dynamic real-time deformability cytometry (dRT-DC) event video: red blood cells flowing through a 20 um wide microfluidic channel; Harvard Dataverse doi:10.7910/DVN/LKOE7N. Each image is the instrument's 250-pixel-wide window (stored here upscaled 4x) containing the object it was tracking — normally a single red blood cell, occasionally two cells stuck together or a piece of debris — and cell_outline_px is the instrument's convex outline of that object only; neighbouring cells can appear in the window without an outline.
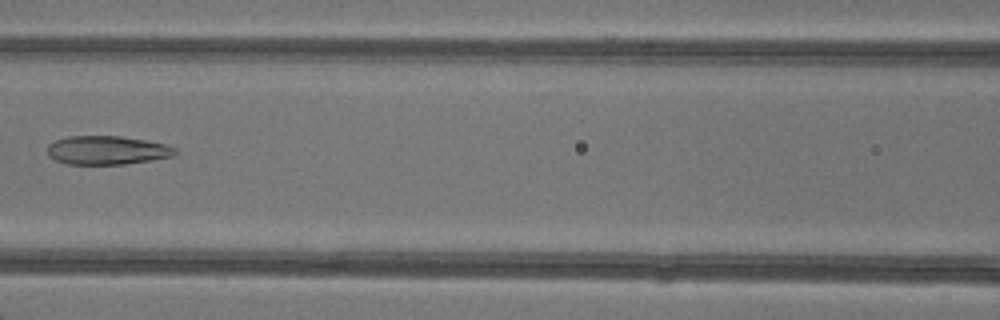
{"species": "common noctule bat (a hibernating species)", "species_latin": "Nyctalus noctula", "temperature_condition": "warm", "stored_images_in_passage": 9, "camera_frame_rate_fps": 3000, "um_per_image_px": 0.085, "animal": {"sex": "female"}, "frame": {"image": 1, "passage_image": 9, "time_ms": 9.667, "image_size_px": [1000, 320], "cell_outline_px": [[176, 152], [172, 156], [124, 164], [68, 164], [56, 160], [48, 156], [48, 144], [56, 140], [68, 136], [120, 136], [144, 140], [164, 144], [176, 148]], "centroid_in_image_um": [9.06, 12.76], "position_along_channel_um": 157.5, "area_um2": 21.1}}